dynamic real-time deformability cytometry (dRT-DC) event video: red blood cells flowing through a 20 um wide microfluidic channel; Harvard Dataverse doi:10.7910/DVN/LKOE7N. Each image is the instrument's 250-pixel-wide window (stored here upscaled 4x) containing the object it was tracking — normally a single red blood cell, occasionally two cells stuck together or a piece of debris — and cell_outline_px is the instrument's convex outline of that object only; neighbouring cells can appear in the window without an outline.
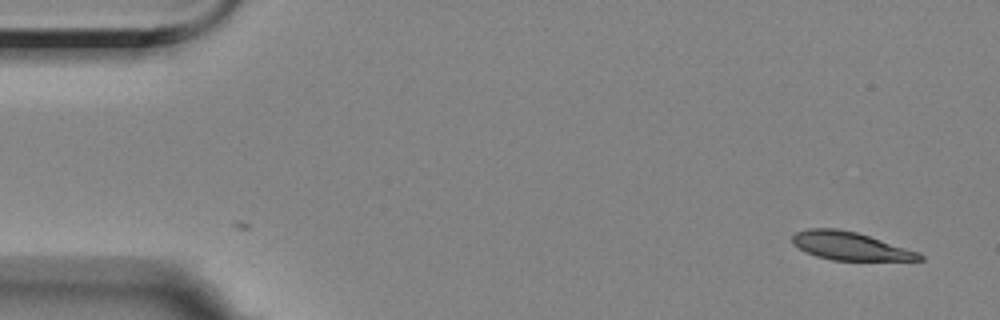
{"species": "Egyptian fruit bat (a non-hibernating species)", "species_latin": "Rousettus aegyptiacus", "temperature_condition": "room temperature", "stored_images_in_passage": 4, "camera_frame_rate_fps": 3000, "um_per_image_px": 0.085, "animal": {"sex": "female"}, "frame": {"image": 1, "passage_image": 4, "time_ms": 1.0, "image_size_px": [1000, 320], "cell_outline_px": [[924, 260], [832, 260], [816, 256], [804, 252], [792, 244], [792, 236], [796, 232], [808, 228], [836, 228], [856, 232], [920, 252], [924, 256]], "centroid_in_image_um": [72.23, 20.91], "position_along_channel_um": 12.8, "area_um2": 20.87}}